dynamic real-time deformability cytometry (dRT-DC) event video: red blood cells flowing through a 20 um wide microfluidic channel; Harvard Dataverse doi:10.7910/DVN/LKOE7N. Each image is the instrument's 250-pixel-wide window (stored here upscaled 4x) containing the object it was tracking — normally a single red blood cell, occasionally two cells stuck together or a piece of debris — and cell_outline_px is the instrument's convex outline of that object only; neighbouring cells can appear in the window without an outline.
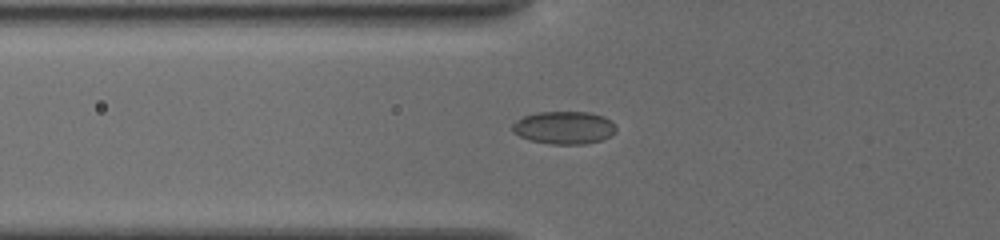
{"species": "common noctule bat (a hibernating species)", "species_latin": "Nyctalus noctula", "temperature_condition": "cold", "stored_images_in_passage": 22, "camera_frame_rate_fps": 3000, "um_per_image_px": 0.085, "animal": {"sex": "female", "body_mass_g": 19.5, "forearm_length_mm": 54.1}, "frame": {"image": 1, "passage_image": 2, "time_ms": 0.333, "image_size_px": [1000, 240], "cell_outline_px": [[616, 132], [600, 140], [584, 144], [552, 144], [532, 140], [520, 136], [512, 132], [512, 124], [516, 120], [524, 116], [536, 112], [592, 112], [604, 116], [612, 120], [616, 128]], "centroid_in_image_um": [47.95, 10.83], "position_along_channel_um": 77.8, "area_um2": 19.83}}
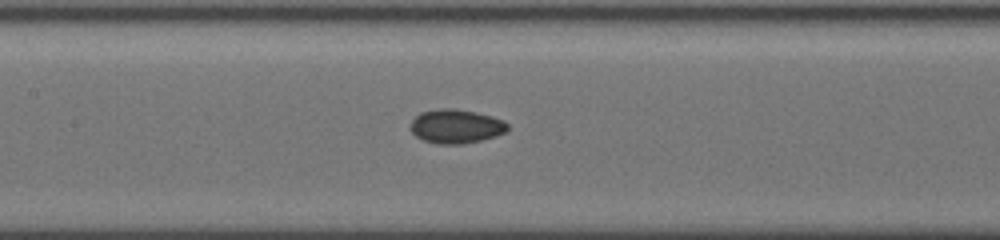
{"frame": {"image": 2, "passage_image": 11, "time_ms": 2.667, "image_size_px": [1000, 240], "cell_outline_px": [[508, 128], [504, 132], [496, 136], [480, 140], [460, 144], [436, 144], [424, 140], [416, 136], [408, 128], [412, 120], [420, 112], [440, 108], [456, 108], [476, 112], [492, 116], [504, 120], [508, 124]], "centroid_in_image_um": [38.74, 10.72], "position_along_channel_um": 168.7, "area_um2": 19.36}}
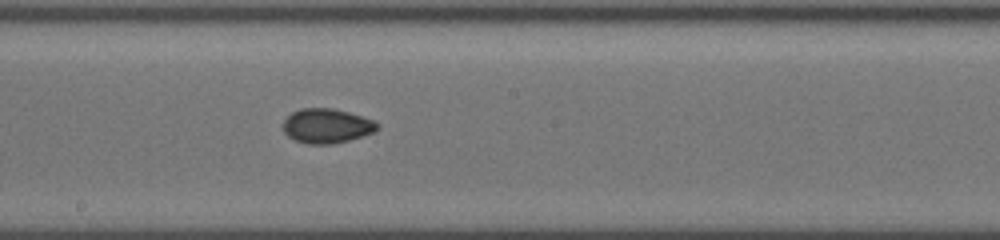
{"frame": {"image": 3, "passage_image": 17, "time_ms": 4.0, "image_size_px": [1000, 240], "cell_outline_px": [[380, 128], [372, 132], [348, 140], [332, 144], [308, 144], [296, 140], [288, 136], [284, 132], [284, 120], [292, 112], [300, 108], [332, 108], [348, 112], [376, 120], [380, 124]], "centroid_in_image_um": [27.79, 10.69], "position_along_channel_um": 220.4, "area_um2": 18.9}}